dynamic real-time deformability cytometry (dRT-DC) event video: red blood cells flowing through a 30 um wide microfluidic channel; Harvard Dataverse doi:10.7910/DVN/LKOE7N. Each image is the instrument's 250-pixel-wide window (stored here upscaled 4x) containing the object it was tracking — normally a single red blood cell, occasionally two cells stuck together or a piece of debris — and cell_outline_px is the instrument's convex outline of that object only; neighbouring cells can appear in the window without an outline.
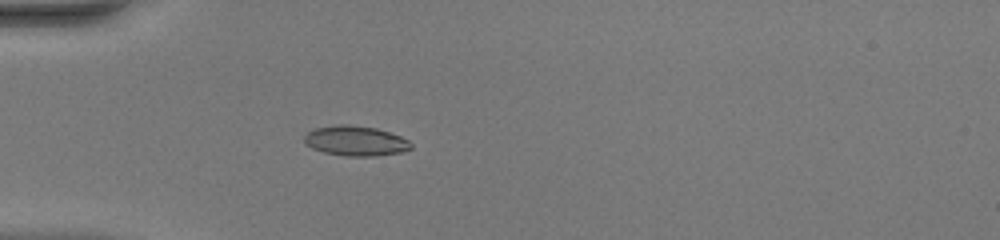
{"species": "common noctule bat (a hibernating species)", "species_latin": "Nyctalus noctula", "temperature_condition": "warm", "stored_images_in_passage": 51, "camera_frame_rate_fps": 3000, "um_per_image_px": 0.085, "animal": {"sex": "female", "body_mass_g": 20.0, "forearm_length_mm": 54.0}, "frame": {"image": 1, "passage_image": 17, "time_ms": 5.333, "image_size_px": [1000, 240], "cell_outline_px": [[412, 148], [400, 152], [376, 156], [344, 156], [324, 152], [312, 148], [304, 144], [304, 136], [308, 132], [316, 128], [336, 124], [348, 124], [376, 128], [400, 136], [408, 140], [412, 144]], "centroid_in_image_um": [30.2, 11.97], "position_along_channel_um": 54.8, "area_um2": 18.67}}
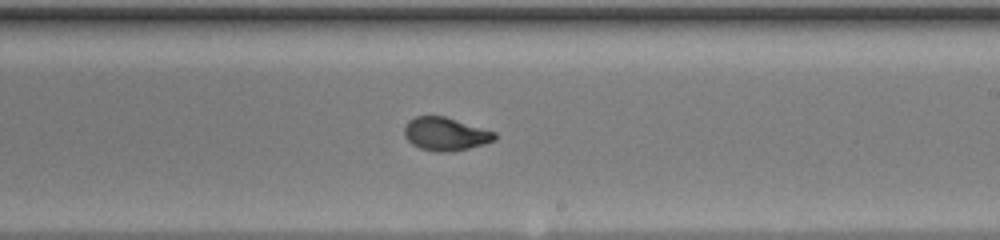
{"frame": {"image": 2, "passage_image": 32, "time_ms": 10.333, "image_size_px": [1000, 240], "cell_outline_px": [[496, 140], [484, 144], [452, 152], [436, 152], [420, 148], [412, 144], [404, 136], [404, 124], [408, 120], [416, 116], [444, 116], [496, 132]], "centroid_in_image_um": [37.85, 11.39], "position_along_channel_um": 251.2, "area_um2": 17.57}}
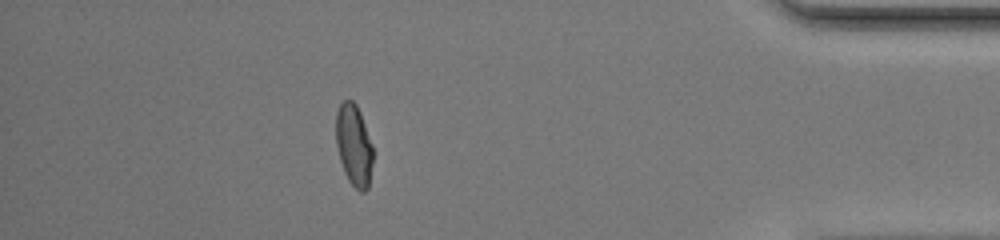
{"frame": {"image": 3, "passage_image": 46, "time_ms": 15.0, "image_size_px": [1000, 240], "cell_outline_px": [[372, 164], [368, 188], [364, 192], [360, 192], [348, 180], [344, 172], [340, 160], [336, 144], [336, 112], [340, 104], [344, 100], [352, 100], [356, 104], [360, 112], [372, 144]], "centroid_in_image_um": [30.07, 12.34], "position_along_channel_um": 405.1, "area_um2": 17.51}, "authors_computed_cell_mechanics": {"area_um2": 17.5712, "velocity_mm_per_s": 4.1595, "shape_relaxation_time_tau1_ms": 6.4755, "shape_relaxation_time_tau2_ms": null, "deformation_change_tau1": 0.2484, "deformation_change_tau2": null}}